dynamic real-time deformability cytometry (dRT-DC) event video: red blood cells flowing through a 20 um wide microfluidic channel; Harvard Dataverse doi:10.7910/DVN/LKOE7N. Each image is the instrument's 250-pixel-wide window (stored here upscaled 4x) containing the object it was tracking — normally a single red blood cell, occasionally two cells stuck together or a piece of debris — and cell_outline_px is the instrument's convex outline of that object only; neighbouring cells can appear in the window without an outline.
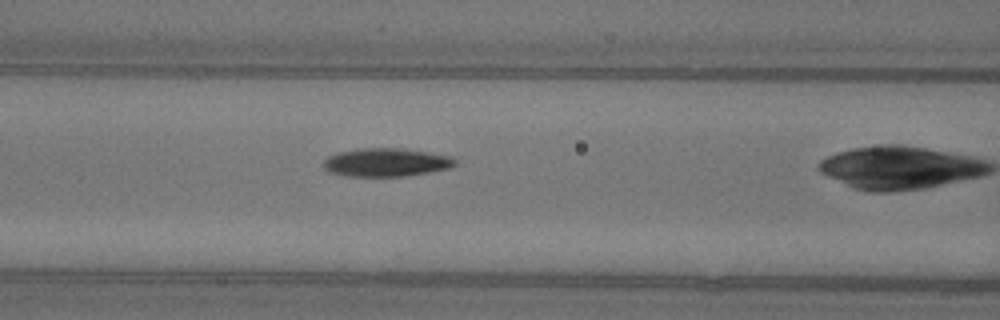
{"species": "common noctule bat (a hibernating species)", "species_latin": "Nyctalus noctula", "temperature_condition": "warm", "stored_images_in_passage": 28, "camera_frame_rate_fps": 3000, "um_per_image_px": 0.085, "animal": {"sex": "female"}, "frame": {"image": 1, "passage_image": 9, "time_ms": 2.667, "image_size_px": [1000, 320], "cell_outline_px": [[456, 164], [448, 168], [428, 172], [404, 176], [344, 176], [328, 172], [324, 168], [324, 160], [328, 156], [340, 152], [360, 148], [404, 148], [452, 156], [456, 160]], "centroid_in_image_um": [32.81, 13.8], "position_along_channel_um": 133.8, "area_um2": 21.73}}